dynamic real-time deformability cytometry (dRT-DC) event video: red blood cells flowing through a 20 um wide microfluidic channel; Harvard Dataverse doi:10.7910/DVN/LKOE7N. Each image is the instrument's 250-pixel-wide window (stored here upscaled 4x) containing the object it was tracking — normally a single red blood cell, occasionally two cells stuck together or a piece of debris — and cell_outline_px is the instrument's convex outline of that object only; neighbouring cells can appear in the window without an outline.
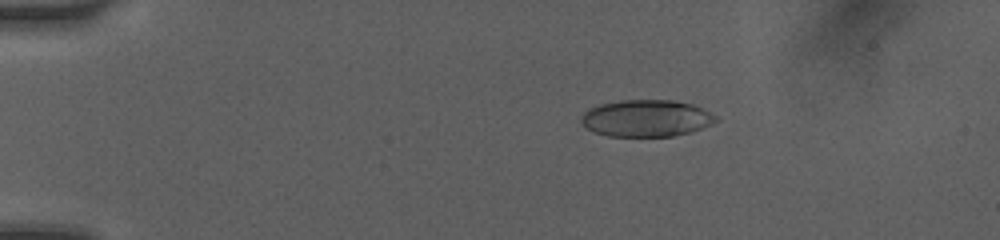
{"species": "human", "species_latin": "Homo sapiens", "temperature_condition": "room temperature", "stored_images_in_passage": 57, "camera_frame_rate_fps": 3000, "um_per_image_px": 0.085, "donor": {"sex": "female"}, "frame": {"image": 1, "passage_image": 2, "time_ms": 0.333, "image_size_px": [1000, 240], "cell_outline_px": [[720, 120], [692, 132], [672, 136], [608, 136], [596, 132], [588, 128], [580, 120], [580, 116], [588, 108], [600, 104], [620, 100], [672, 100], [692, 104], [716, 116]], "centroid_in_image_um": [54.93, 10.05], "position_along_channel_um": 30.1, "area_um2": 28.84}}
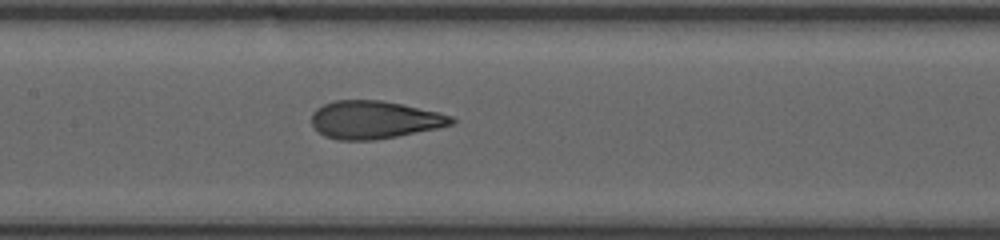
{"frame": {"image": 2, "passage_image": 31, "time_ms": 5.667, "image_size_px": [1000, 240], "cell_outline_px": [[456, 120], [452, 124], [436, 128], [376, 140], [336, 140], [324, 136], [312, 128], [312, 112], [316, 108], [324, 104], [336, 100], [380, 100], [400, 104], [436, 112], [452, 116]], "centroid_in_image_um": [31.75, 10.19], "position_along_channel_um": 175.7, "area_um2": 30.69}}
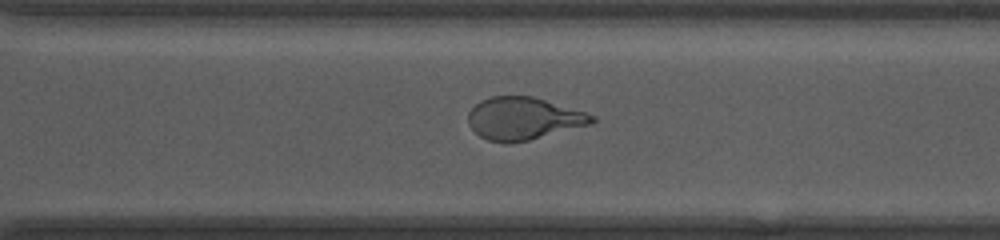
{"frame": {"image": 3, "passage_image": 52, "time_ms": 9.333, "image_size_px": [1000, 240], "cell_outline_px": [[596, 120], [592, 124], [528, 140], [508, 144], [488, 140], [480, 136], [468, 124], [468, 112], [480, 100], [492, 96], [532, 96], [584, 112], [596, 116]], "centroid_in_image_um": [44.47, 10.08], "position_along_channel_um": 326.1, "area_um2": 30.46}}